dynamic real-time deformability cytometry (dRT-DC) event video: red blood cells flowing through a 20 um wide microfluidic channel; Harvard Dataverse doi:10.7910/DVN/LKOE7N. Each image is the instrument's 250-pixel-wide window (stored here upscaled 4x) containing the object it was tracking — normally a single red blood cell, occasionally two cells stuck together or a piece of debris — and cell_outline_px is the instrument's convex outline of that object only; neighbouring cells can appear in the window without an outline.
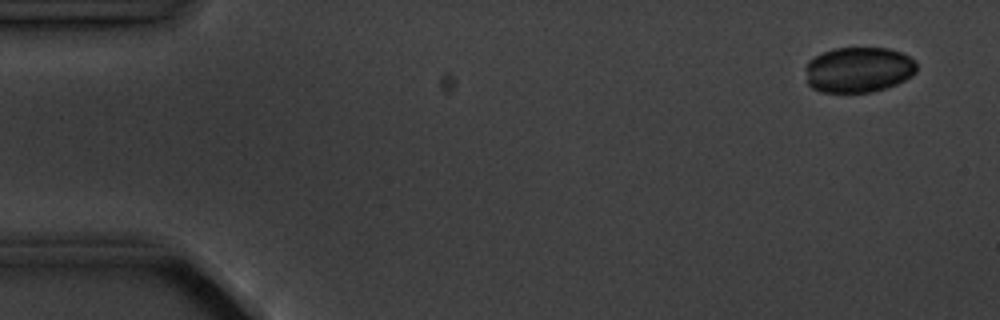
{"species": "common noctule bat (a hibernating species)", "species_latin": "Nyctalus noctula", "temperature_condition": "cold", "stored_images_in_passage": 4, "camera_frame_rate_fps": 3000, "um_per_image_px": 0.085, "animal": {"sex": "male", "body_mass_g": 20.1, "forearm_length_mm": 53.5}, "frame": {"image": 1, "passage_image": 1, "time_ms": 0.0, "image_size_px": [1000, 320], "cell_outline_px": [[916, 72], [912, 76], [896, 84], [872, 92], [820, 92], [812, 88], [808, 84], [804, 68], [808, 60], [824, 52], [836, 48], [888, 48], [900, 52], [916, 60]], "centroid_in_image_um": [72.96, 5.93], "position_along_channel_um": 12.0, "area_um2": 29.59}}